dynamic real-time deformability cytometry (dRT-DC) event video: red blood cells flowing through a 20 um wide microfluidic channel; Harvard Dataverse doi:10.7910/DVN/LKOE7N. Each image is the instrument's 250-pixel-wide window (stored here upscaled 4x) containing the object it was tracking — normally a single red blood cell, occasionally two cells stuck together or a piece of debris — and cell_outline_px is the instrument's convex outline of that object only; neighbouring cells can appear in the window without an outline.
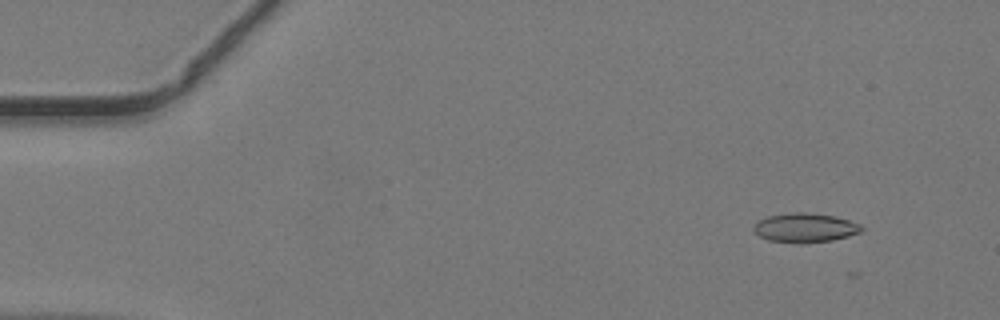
{"species": "common noctule bat (a hibernating species)", "species_latin": "Nyctalus noctula", "temperature_condition": "warm", "stored_images_in_passage": 4, "camera_frame_rate_fps": 3000, "um_per_image_px": 0.085, "animal": {"sex": "male", "body_mass_g": 19.2, "forearm_length_mm": 51.8}, "frame": {"image": 1, "passage_image": 3, "time_ms": 0.667, "image_size_px": [1000, 320], "cell_outline_px": [[864, 228], [860, 232], [848, 236], [832, 240], [800, 244], [768, 240], [760, 236], [752, 228], [760, 220], [768, 216], [792, 212], [804, 212], [836, 216], [860, 224]], "centroid_in_image_um": [68.44, 19.36], "position_along_channel_um": 16.6, "area_um2": 18.32}}